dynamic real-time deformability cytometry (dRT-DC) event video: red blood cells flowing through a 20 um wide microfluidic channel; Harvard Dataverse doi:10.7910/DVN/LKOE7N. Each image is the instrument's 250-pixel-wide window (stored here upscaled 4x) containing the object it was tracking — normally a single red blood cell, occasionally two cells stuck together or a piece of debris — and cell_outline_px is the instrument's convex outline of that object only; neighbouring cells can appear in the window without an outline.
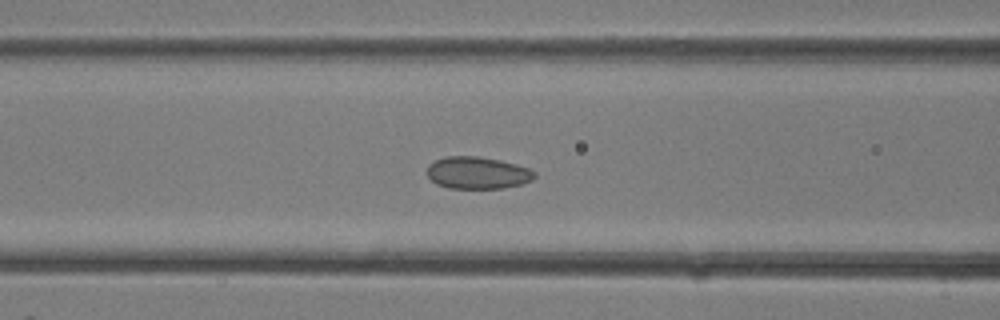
{"species": "common noctule bat (a hibernating species)", "species_latin": "Nyctalus noctula", "temperature_condition": "room temperature", "stored_images_in_passage": 34, "camera_frame_rate_fps": 3000, "um_per_image_px": 0.085, "animal": {"sex": "female"}, "frame": {"image": 1, "passage_image": 13, "time_ms": 4.0, "image_size_px": [1000, 320], "cell_outline_px": [[536, 176], [532, 180], [520, 184], [504, 188], [448, 188], [436, 184], [428, 176], [428, 164], [444, 156], [476, 156], [500, 160], [516, 164], [528, 168], [536, 172]], "centroid_in_image_um": [40.59, 14.69], "position_along_channel_um": 126.0, "area_um2": 20.11}}
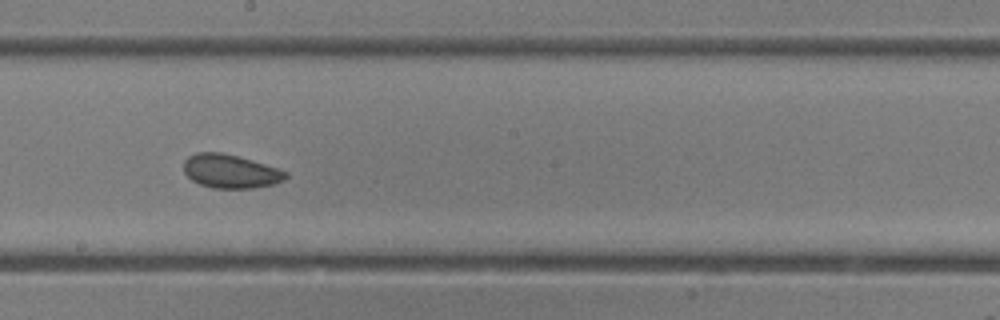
{"frame": {"image": 2, "passage_image": 18, "time_ms": 5.667, "image_size_px": [1000, 320], "cell_outline_px": [[288, 176], [284, 180], [272, 184], [252, 188], [212, 188], [200, 184], [192, 180], [184, 172], [184, 160], [188, 156], [196, 152], [220, 152], [252, 160], [288, 172]], "centroid_in_image_um": [19.56, 14.56], "position_along_channel_um": 228.6, "area_um2": 19.88}}
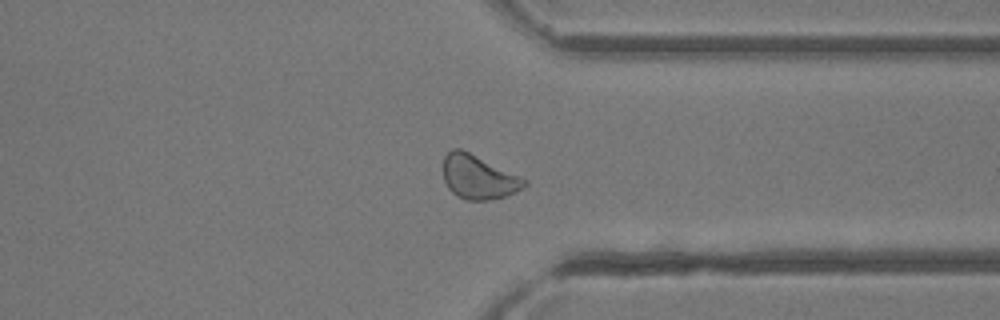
{"frame": {"image": 3, "passage_image": 25, "time_ms": 8.0, "image_size_px": [1000, 320], "cell_outline_px": [[528, 184], [516, 192], [504, 196], [488, 200], [464, 200], [456, 196], [448, 188], [444, 180], [444, 156], [452, 148], [460, 148], [520, 176], [528, 180]], "centroid_in_image_um": [40.66, 15.06], "position_along_channel_um": 370.7, "area_um2": 20.69}}